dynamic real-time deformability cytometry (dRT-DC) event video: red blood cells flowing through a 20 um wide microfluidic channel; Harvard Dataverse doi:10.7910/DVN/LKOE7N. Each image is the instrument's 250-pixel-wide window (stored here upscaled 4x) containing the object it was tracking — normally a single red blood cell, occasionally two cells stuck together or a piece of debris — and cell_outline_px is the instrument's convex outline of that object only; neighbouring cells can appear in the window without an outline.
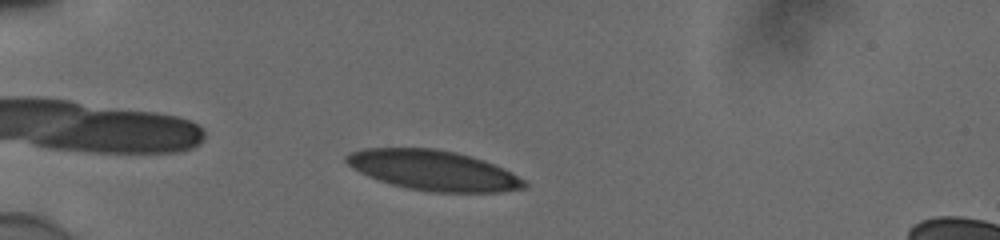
{"species": "human", "species_latin": "Homo sapiens", "temperature_condition": "cold", "stored_images_in_passage": 40, "camera_frame_rate_fps": 3000, "um_per_image_px": 0.085, "donor": {"sex": "male"}, "frame": {"image": 1, "passage_image": 6, "time_ms": 1.667, "image_size_px": [1000, 240], "cell_outline_px": [[528, 184], [524, 188], [500, 192], [432, 192], [408, 188], [392, 184], [368, 176], [352, 168], [344, 160], [344, 156], [348, 152], [364, 148], [436, 148], [456, 152], [472, 156], [484, 160], [524, 180]], "centroid_in_image_um": [36.78, 14.47], "position_along_channel_um": 48.2, "area_um2": 41.33}}
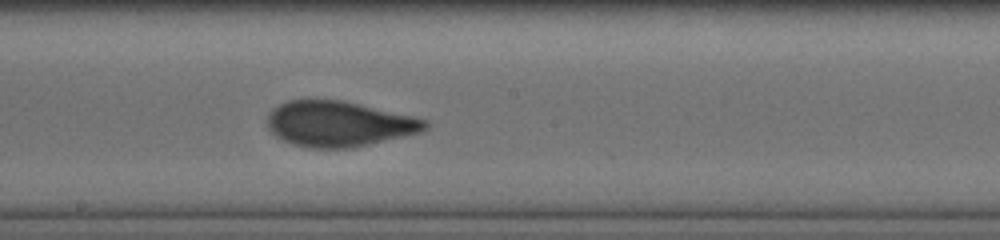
{"frame": {"image": 2, "passage_image": 22, "time_ms": 7.0, "image_size_px": [1000, 240], "cell_outline_px": [[428, 128], [424, 132], [352, 148], [312, 148], [292, 144], [280, 140], [268, 128], [268, 112], [272, 108], [288, 100], [344, 100], [416, 116], [428, 120]], "centroid_in_image_um": [28.85, 10.53], "position_along_channel_um": 219.3, "area_um2": 42.31}}
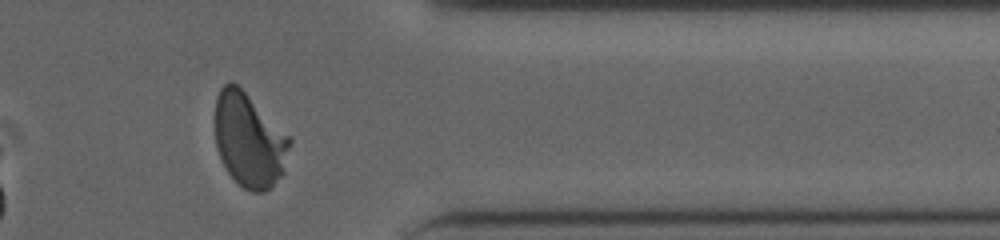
{"frame": {"image": 3, "passage_image": 36, "time_ms": 11.667, "image_size_px": [1000, 240], "cell_outline_px": [[292, 144], [284, 172], [264, 192], [252, 192], [244, 188], [224, 168], [220, 160], [216, 148], [216, 96], [220, 88], [228, 80], [232, 80], [292, 140]], "centroid_in_image_um": [21.16, 11.93], "position_along_channel_um": 390.2, "area_um2": 40.46}, "authors_computed_cell_mechanics": {"area_um2": 41.5293, "velocity_mm_per_s": 3.8451, "shape_relaxation_time_tau1_ms": 6.7383, "shape_relaxation_time_tau2_ms": null, "deformation_change_tau1": 0.2118, "deformation_change_tau2": null}}